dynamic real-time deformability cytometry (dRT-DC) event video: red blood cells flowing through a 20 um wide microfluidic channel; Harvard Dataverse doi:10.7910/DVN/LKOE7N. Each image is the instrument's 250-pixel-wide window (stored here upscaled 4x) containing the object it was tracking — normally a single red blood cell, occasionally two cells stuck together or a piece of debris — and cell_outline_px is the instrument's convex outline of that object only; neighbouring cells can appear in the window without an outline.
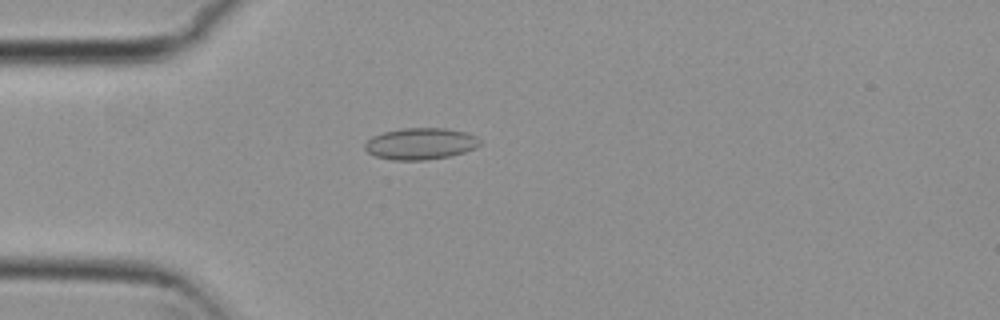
{"species": "common noctule bat (a hibernating species)", "species_latin": "Nyctalus noctula", "temperature_condition": "cold", "stored_images_in_passage": 2, "camera_frame_rate_fps": 3000, "um_per_image_px": 0.085, "animal": {"sex": "female", "body_mass_g": 29.2, "forearm_length_mm": 56.3}, "frame": {"image": 1, "passage_image": 2, "time_ms": 0.333, "image_size_px": [1000, 320], "cell_outline_px": [[480, 144], [476, 148], [464, 152], [448, 156], [428, 160], [392, 160], [376, 156], [368, 152], [364, 148], [364, 144], [372, 136], [384, 132], [404, 128], [444, 128], [464, 132], [476, 136], [480, 140]], "centroid_in_image_um": [35.74, 12.22], "position_along_channel_um": 49.3, "area_um2": 21.1}}